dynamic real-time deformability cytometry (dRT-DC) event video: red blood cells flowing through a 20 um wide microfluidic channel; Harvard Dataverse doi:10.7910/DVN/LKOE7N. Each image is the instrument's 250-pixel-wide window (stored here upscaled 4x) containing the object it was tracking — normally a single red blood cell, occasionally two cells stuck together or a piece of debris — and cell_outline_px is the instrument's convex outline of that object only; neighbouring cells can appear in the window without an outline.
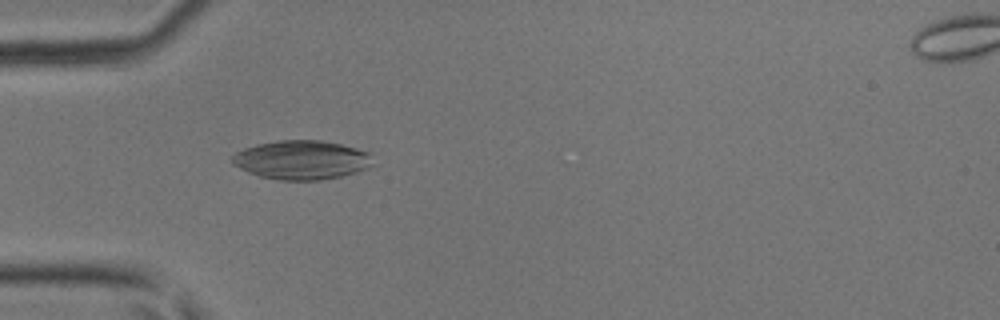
{"species": "common noctule bat (a hibernating species)", "species_latin": "Nyctalus noctula", "temperature_condition": "room temperature", "stored_images_in_passage": 45, "camera_frame_rate_fps": 3000, "um_per_image_px": 0.085, "animal": {"sex": "male", "body_mass_g": 17.9, "forearm_length_mm": 54.2}, "frame": {"image": 1, "passage_image": 14, "time_ms": 4.333, "image_size_px": [1000, 320], "cell_outline_px": [[376, 164], [356, 172], [340, 176], [320, 180], [280, 180], [260, 176], [248, 172], [232, 164], [232, 156], [236, 152], [244, 148], [256, 144], [280, 140], [320, 140], [340, 144], [356, 148], [368, 152]], "centroid_in_image_um": [25.64, 13.59], "position_along_channel_um": 59.4, "area_um2": 31.96}}
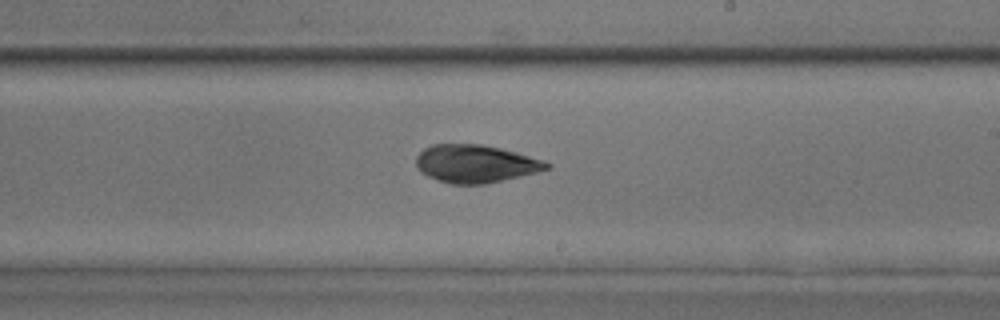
{"frame": {"image": 2, "passage_image": 27, "time_ms": 8.667, "image_size_px": [1000, 320], "cell_outline_px": [[552, 164], [548, 168], [536, 172], [488, 184], [452, 184], [428, 176], [420, 172], [416, 164], [416, 156], [424, 148], [432, 144], [480, 144], [500, 148], [516, 152], [544, 160]], "centroid_in_image_um": [40.41, 13.91], "position_along_channel_um": 248.6, "area_um2": 28.73}}
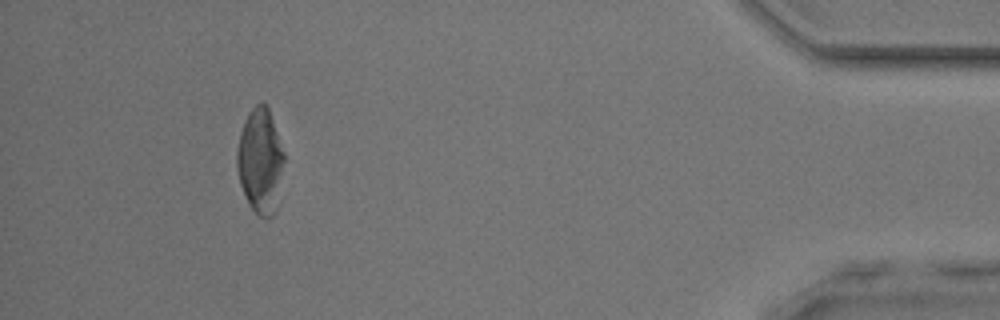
{"frame": {"image": 3, "passage_image": 42, "time_ms": 13.667, "image_size_px": [1000, 320], "cell_outline_px": [[284, 160], [276, 212], [272, 216], [264, 220], [256, 216], [248, 204], [240, 184], [236, 168], [236, 152], [240, 132], [244, 120], [248, 112], [256, 104], [264, 104], [268, 108], [284, 152]], "centroid_in_image_um": [22.1, 13.75], "position_along_channel_um": 413.1, "area_um2": 29.13}}